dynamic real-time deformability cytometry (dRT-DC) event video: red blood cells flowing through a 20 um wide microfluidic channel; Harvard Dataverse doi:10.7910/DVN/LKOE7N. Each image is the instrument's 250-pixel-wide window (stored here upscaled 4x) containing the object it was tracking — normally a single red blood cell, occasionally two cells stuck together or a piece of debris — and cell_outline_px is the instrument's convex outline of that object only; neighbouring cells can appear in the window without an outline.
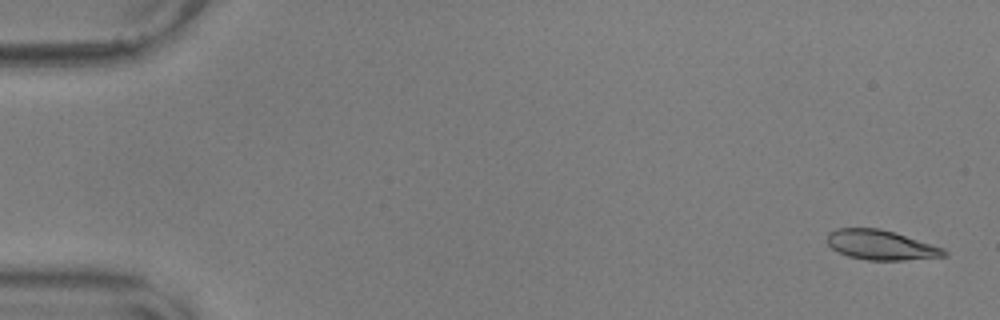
{"species": "common noctule bat (a hibernating species)", "species_latin": "Nyctalus noctula", "temperature_condition": "warm", "stored_images_in_passage": 11, "camera_frame_rate_fps": 3000, "um_per_image_px": 0.085, "animal": {"sex": "male", "body_mass_g": 17.9, "forearm_length_mm": 54.2}, "frame": {"image": 1, "passage_image": 2, "time_ms": 0.333, "image_size_px": [1000, 320], "cell_outline_px": [[948, 256], [904, 260], [868, 260], [848, 256], [836, 252], [828, 244], [828, 232], [836, 228], [880, 228], [896, 232], [944, 248], [948, 252]], "centroid_in_image_um": [74.89, 20.82], "position_along_channel_um": 10.1, "area_um2": 20.46}}